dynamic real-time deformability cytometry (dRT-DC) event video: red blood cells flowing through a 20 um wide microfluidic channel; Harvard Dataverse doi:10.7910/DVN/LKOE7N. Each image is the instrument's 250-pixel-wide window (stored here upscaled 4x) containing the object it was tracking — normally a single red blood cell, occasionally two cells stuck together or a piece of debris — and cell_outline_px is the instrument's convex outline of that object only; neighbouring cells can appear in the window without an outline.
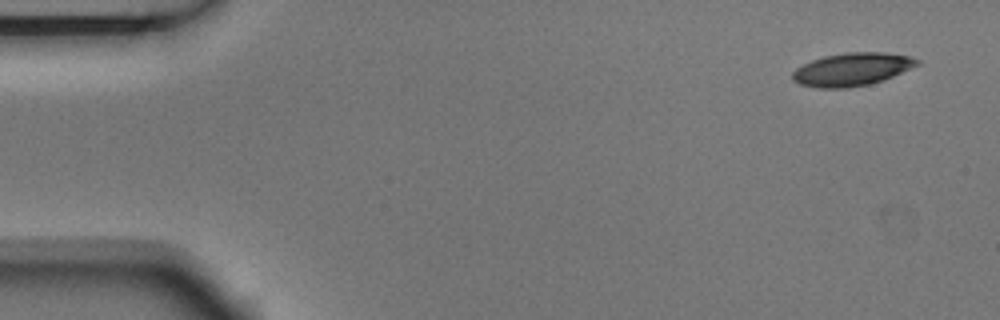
{"species": "Egyptian fruit bat (a non-hibernating species)", "species_latin": "Rousettus aegyptiacus", "temperature_condition": "room temperature", "stored_images_in_passage": 4, "segment_of_instrument_passage": [1, 2], "camera_frame_rate_fps": 3000, "um_per_image_px": 0.085, "animal": {"sex": "male"}, "frame": {"image": 1, "passage_image": 1, "time_ms": 0.0, "image_size_px": [1000, 320], "cell_outline_px": [[920, 64], [884, 80], [868, 84], [848, 88], [816, 88], [800, 84], [792, 80], [792, 72], [796, 68], [812, 60], [824, 56], [844, 52], [884, 52], [908, 56], [920, 60]], "centroid_in_image_um": [72.41, 5.89], "position_along_channel_um": 12.6, "area_um2": 23.99}}
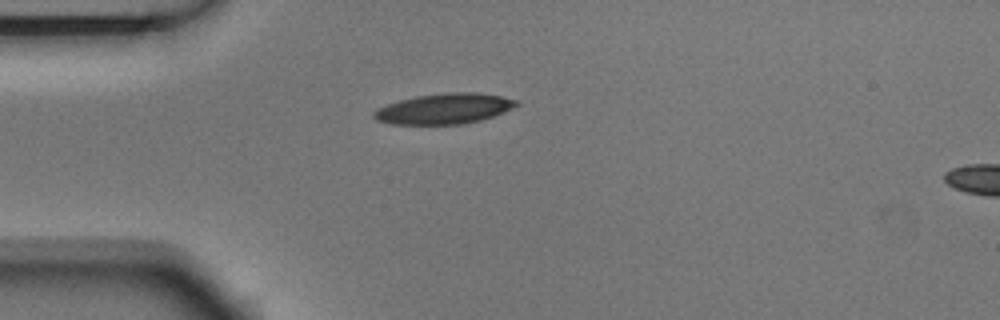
{"frame": {"image": 2, "passage_image": 3, "time_ms": 0.667, "image_size_px": [1000, 320], "cell_outline_px": [[520, 104], [504, 112], [480, 120], [460, 124], [392, 124], [376, 120], [372, 116], [372, 112], [376, 108], [400, 100], [416, 96], [448, 92], [476, 92], [500, 96], [520, 100]], "centroid_in_image_um": [37.76, 9.23], "position_along_channel_um": 47.2, "area_um2": 25.32}}